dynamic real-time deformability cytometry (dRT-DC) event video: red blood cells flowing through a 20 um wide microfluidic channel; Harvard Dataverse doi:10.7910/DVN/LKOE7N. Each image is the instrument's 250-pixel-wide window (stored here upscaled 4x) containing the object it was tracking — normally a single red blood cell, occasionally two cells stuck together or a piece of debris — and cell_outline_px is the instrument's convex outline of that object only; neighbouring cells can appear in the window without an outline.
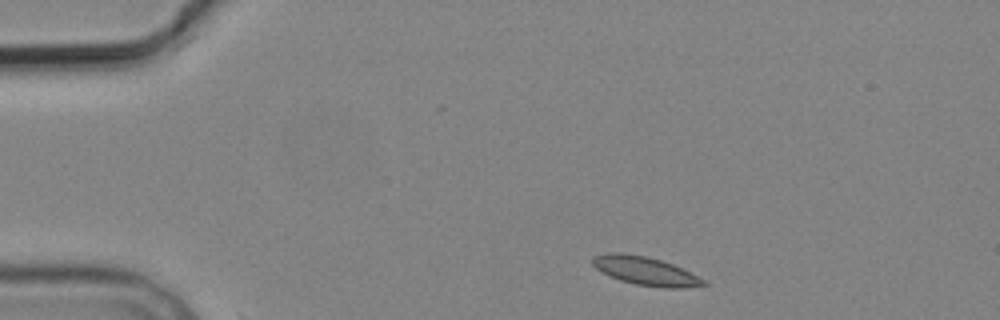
{"species": "common noctule bat (a hibernating species)", "species_latin": "Nyctalus noctula", "temperature_condition": "cold", "stored_images_in_passage": 5, "camera_frame_rate_fps": 3000, "um_per_image_px": 0.085, "animal": {"sex": "male", "body_mass_g": 19.2, "forearm_length_mm": 51.8}, "frame": {"image": 1, "passage_image": 5, "time_ms": 5.667, "image_size_px": [1000, 320], "cell_outline_px": [[708, 284], [684, 288], [664, 288], [636, 284], [620, 280], [596, 268], [592, 264], [592, 256], [608, 252], [620, 252], [648, 256], [672, 264], [704, 280]], "centroid_in_image_um": [54.82, 23.01], "position_along_channel_um": 30.2, "area_um2": 18.15}}